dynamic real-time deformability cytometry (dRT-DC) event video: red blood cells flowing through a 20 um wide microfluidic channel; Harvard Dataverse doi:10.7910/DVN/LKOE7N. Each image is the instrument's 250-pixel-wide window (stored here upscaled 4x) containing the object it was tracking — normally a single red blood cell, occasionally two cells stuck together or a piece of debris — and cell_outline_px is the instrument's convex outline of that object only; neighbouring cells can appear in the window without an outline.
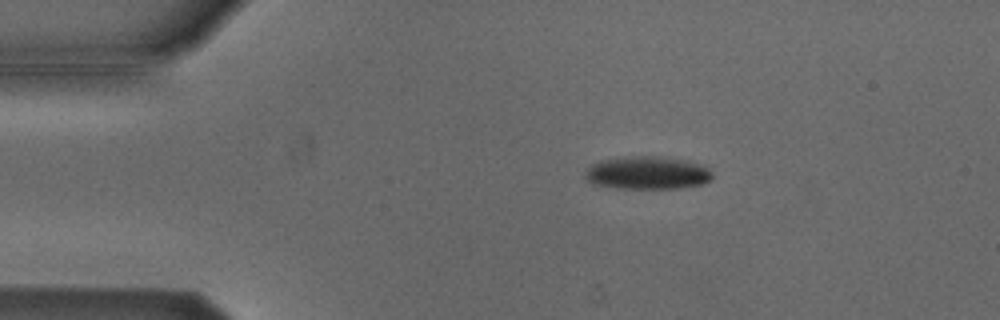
{"species": "Egyptian fruit bat (a non-hibernating species)", "species_latin": "Rousettus aegyptiacus", "temperature_condition": "cold", "stored_images_in_passage": 6, "camera_frame_rate_fps": 3000, "um_per_image_px": 0.085, "animal": {"sex": "male"}, "frame": {"image": 1, "passage_image": 2, "time_ms": 0.333, "image_size_px": [1000, 320], "cell_outline_px": [[712, 180], [704, 184], [680, 188], [620, 188], [592, 184], [584, 176], [584, 172], [592, 164], [600, 160], [636, 156], [652, 156], [684, 160], [708, 168], [712, 172]], "centroid_in_image_um": [55.02, 14.71], "position_along_channel_um": 30.0, "area_um2": 24.22}}
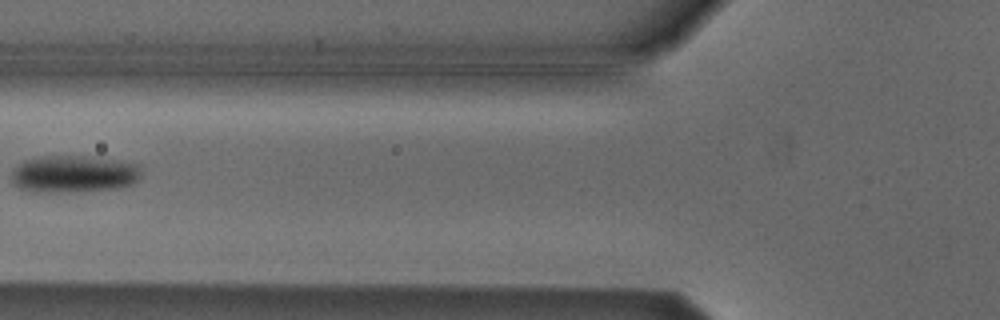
{"frame": {"image": 2, "passage_image": 5, "time_ms": 1.333, "image_size_px": [1000, 320], "cell_outline_px": [[140, 176], [132, 184], [124, 188], [72, 192], [36, 192], [20, 188], [12, 180], [12, 172], [24, 160], [40, 156], [84, 156], [112, 160], [136, 164], [140, 172]], "centroid_in_image_um": [6.26, 14.8], "position_along_channel_um": 119.5, "area_um2": 27.92}}
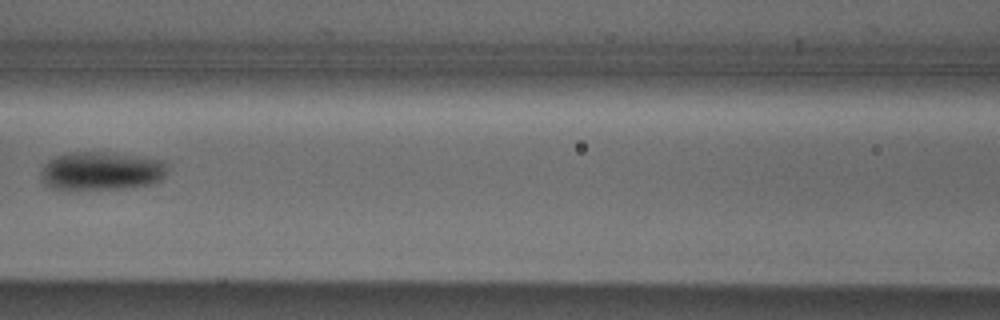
{"frame": {"image": 3, "passage_image": 6, "time_ms": 1.667, "image_size_px": [1000, 320], "cell_outline_px": [[168, 172], [160, 180], [152, 184], [128, 188], [52, 188], [44, 184], [40, 176], [40, 172], [44, 164], [48, 160], [56, 156], [68, 152], [108, 152], [144, 156], [168, 160]], "centroid_in_image_um": [8.69, 14.5], "position_along_channel_um": 157.9, "area_um2": 28.73}}